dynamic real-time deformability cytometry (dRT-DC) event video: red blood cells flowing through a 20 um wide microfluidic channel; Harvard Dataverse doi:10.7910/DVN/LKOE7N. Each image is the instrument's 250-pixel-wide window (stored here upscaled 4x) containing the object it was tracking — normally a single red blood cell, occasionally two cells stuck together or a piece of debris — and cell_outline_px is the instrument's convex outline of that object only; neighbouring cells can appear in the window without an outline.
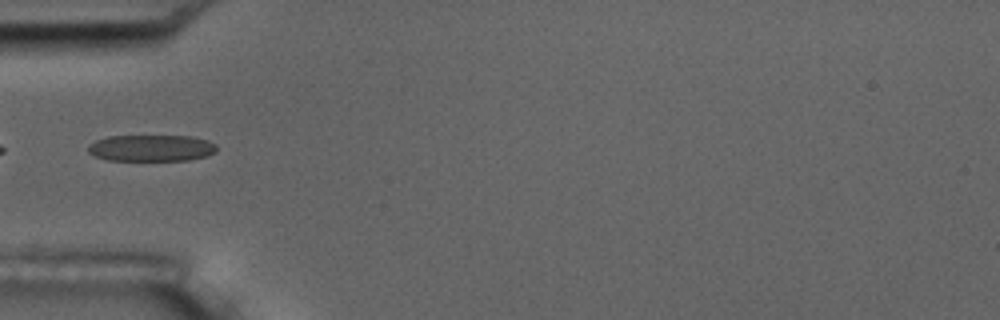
{"species": "common noctule bat (a hibernating species)", "species_latin": "Nyctalus noctula", "temperature_condition": "room temperature", "stored_images_in_passage": 8, "camera_frame_rate_fps": 3000, "um_per_image_px": 0.085, "animal": {"sex": "male", "body_mass_g": 17.5, "forearm_length_mm": 52.3}, "frame": {"image": 1, "passage_image": 5, "time_ms": 4.667, "image_size_px": [1000, 320], "cell_outline_px": [[216, 152], [208, 156], [188, 160], [108, 160], [96, 156], [88, 152], [88, 144], [96, 140], [108, 136], [192, 136], [208, 140], [216, 144]], "centroid_in_image_um": [12.89, 12.58], "position_along_channel_um": 72.1, "area_um2": 19.94}}
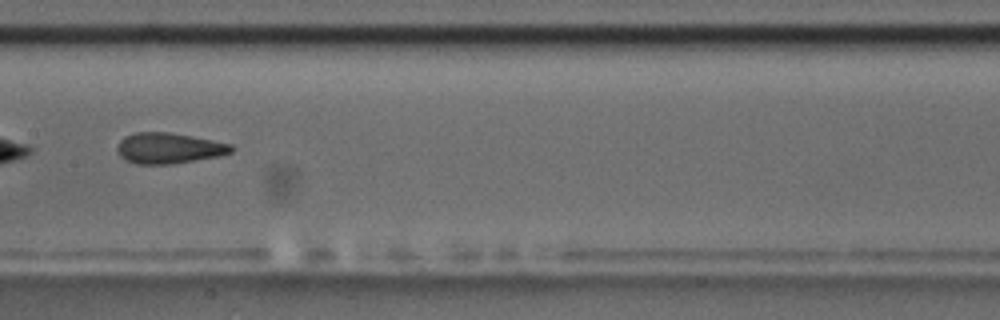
{"frame": {"image": 2, "passage_image": 8, "time_ms": 8.0, "image_size_px": [1000, 320], "cell_outline_px": [[236, 148], [232, 152], [220, 156], [172, 164], [136, 164], [124, 160], [120, 156], [116, 148], [120, 140], [124, 136], [136, 132], [168, 132], [192, 136], [232, 144]], "centroid_in_image_um": [14.35, 12.6], "position_along_channel_um": 193.0, "area_um2": 20.63}}